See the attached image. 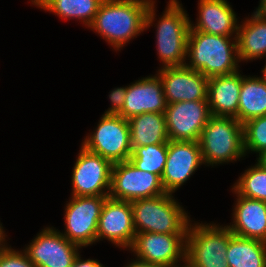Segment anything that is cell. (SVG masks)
Wrapping results in <instances>:
<instances>
[{
  "label": "cell",
  "mask_w": 266,
  "mask_h": 267,
  "mask_svg": "<svg viewBox=\"0 0 266 267\" xmlns=\"http://www.w3.org/2000/svg\"><path fill=\"white\" fill-rule=\"evenodd\" d=\"M6 231L4 230V227L2 226V223H0V250L4 249L6 246H8V242L6 240V237L8 236Z\"/></svg>",
  "instance_id": "d6a6232c"
},
{
  "label": "cell",
  "mask_w": 266,
  "mask_h": 267,
  "mask_svg": "<svg viewBox=\"0 0 266 267\" xmlns=\"http://www.w3.org/2000/svg\"><path fill=\"white\" fill-rule=\"evenodd\" d=\"M240 70L229 75L208 78L207 101L212 116L234 117L238 120Z\"/></svg>",
  "instance_id": "ffe728a7"
},
{
  "label": "cell",
  "mask_w": 266,
  "mask_h": 267,
  "mask_svg": "<svg viewBox=\"0 0 266 267\" xmlns=\"http://www.w3.org/2000/svg\"><path fill=\"white\" fill-rule=\"evenodd\" d=\"M228 0H198L196 22L190 21V31L237 37L239 21Z\"/></svg>",
  "instance_id": "ac0fdd59"
},
{
  "label": "cell",
  "mask_w": 266,
  "mask_h": 267,
  "mask_svg": "<svg viewBox=\"0 0 266 267\" xmlns=\"http://www.w3.org/2000/svg\"><path fill=\"white\" fill-rule=\"evenodd\" d=\"M198 143L205 166L235 163L246 157L243 124L234 117L211 116Z\"/></svg>",
  "instance_id": "5b68a950"
},
{
  "label": "cell",
  "mask_w": 266,
  "mask_h": 267,
  "mask_svg": "<svg viewBox=\"0 0 266 267\" xmlns=\"http://www.w3.org/2000/svg\"><path fill=\"white\" fill-rule=\"evenodd\" d=\"M159 20L156 5L150 4L145 19V30L156 26V51L161 67L183 66L187 59V41L191 18L179 0H169ZM157 21H156V20Z\"/></svg>",
  "instance_id": "7a4b0ae2"
},
{
  "label": "cell",
  "mask_w": 266,
  "mask_h": 267,
  "mask_svg": "<svg viewBox=\"0 0 266 267\" xmlns=\"http://www.w3.org/2000/svg\"><path fill=\"white\" fill-rule=\"evenodd\" d=\"M135 235L131 202L108 197L99 217L97 242L106 239L119 249L128 251Z\"/></svg>",
  "instance_id": "9a60e30c"
},
{
  "label": "cell",
  "mask_w": 266,
  "mask_h": 267,
  "mask_svg": "<svg viewBox=\"0 0 266 267\" xmlns=\"http://www.w3.org/2000/svg\"><path fill=\"white\" fill-rule=\"evenodd\" d=\"M83 140L81 146L112 164L127 161L132 154L129 122L119 115L102 114Z\"/></svg>",
  "instance_id": "52a82bcc"
},
{
  "label": "cell",
  "mask_w": 266,
  "mask_h": 267,
  "mask_svg": "<svg viewBox=\"0 0 266 267\" xmlns=\"http://www.w3.org/2000/svg\"><path fill=\"white\" fill-rule=\"evenodd\" d=\"M239 63L237 37L189 31L187 67L211 78L239 71Z\"/></svg>",
  "instance_id": "3957f363"
},
{
  "label": "cell",
  "mask_w": 266,
  "mask_h": 267,
  "mask_svg": "<svg viewBox=\"0 0 266 267\" xmlns=\"http://www.w3.org/2000/svg\"><path fill=\"white\" fill-rule=\"evenodd\" d=\"M164 114L171 141H198L212 116L207 100L167 104Z\"/></svg>",
  "instance_id": "4fadbf2b"
},
{
  "label": "cell",
  "mask_w": 266,
  "mask_h": 267,
  "mask_svg": "<svg viewBox=\"0 0 266 267\" xmlns=\"http://www.w3.org/2000/svg\"><path fill=\"white\" fill-rule=\"evenodd\" d=\"M204 165L198 141L168 142L167 161L161 176L166 193L174 194Z\"/></svg>",
  "instance_id": "5bb4252c"
},
{
  "label": "cell",
  "mask_w": 266,
  "mask_h": 267,
  "mask_svg": "<svg viewBox=\"0 0 266 267\" xmlns=\"http://www.w3.org/2000/svg\"><path fill=\"white\" fill-rule=\"evenodd\" d=\"M30 4L63 20L77 19L86 28L93 22L103 0H30Z\"/></svg>",
  "instance_id": "603a6c76"
},
{
  "label": "cell",
  "mask_w": 266,
  "mask_h": 267,
  "mask_svg": "<svg viewBox=\"0 0 266 267\" xmlns=\"http://www.w3.org/2000/svg\"><path fill=\"white\" fill-rule=\"evenodd\" d=\"M226 261L229 267H266V242L232 234Z\"/></svg>",
  "instance_id": "d4e9b609"
},
{
  "label": "cell",
  "mask_w": 266,
  "mask_h": 267,
  "mask_svg": "<svg viewBox=\"0 0 266 267\" xmlns=\"http://www.w3.org/2000/svg\"><path fill=\"white\" fill-rule=\"evenodd\" d=\"M266 115V81L260 76H244L239 93L238 121L245 122Z\"/></svg>",
  "instance_id": "cb8c5ba5"
},
{
  "label": "cell",
  "mask_w": 266,
  "mask_h": 267,
  "mask_svg": "<svg viewBox=\"0 0 266 267\" xmlns=\"http://www.w3.org/2000/svg\"><path fill=\"white\" fill-rule=\"evenodd\" d=\"M70 267H105L99 260L97 259H82L80 252L74 259L73 264Z\"/></svg>",
  "instance_id": "4dcf8cb0"
},
{
  "label": "cell",
  "mask_w": 266,
  "mask_h": 267,
  "mask_svg": "<svg viewBox=\"0 0 266 267\" xmlns=\"http://www.w3.org/2000/svg\"><path fill=\"white\" fill-rule=\"evenodd\" d=\"M261 74H262V76H261V78L264 80V81H266V63H265V66L262 68V70H261Z\"/></svg>",
  "instance_id": "d590c367"
},
{
  "label": "cell",
  "mask_w": 266,
  "mask_h": 267,
  "mask_svg": "<svg viewBox=\"0 0 266 267\" xmlns=\"http://www.w3.org/2000/svg\"><path fill=\"white\" fill-rule=\"evenodd\" d=\"M165 193L158 175L136 168L129 160L113 164L110 198L131 202Z\"/></svg>",
  "instance_id": "30bf717a"
},
{
  "label": "cell",
  "mask_w": 266,
  "mask_h": 267,
  "mask_svg": "<svg viewBox=\"0 0 266 267\" xmlns=\"http://www.w3.org/2000/svg\"><path fill=\"white\" fill-rule=\"evenodd\" d=\"M244 152L257 156L266 151V115L251 119L243 124Z\"/></svg>",
  "instance_id": "83f0119b"
},
{
  "label": "cell",
  "mask_w": 266,
  "mask_h": 267,
  "mask_svg": "<svg viewBox=\"0 0 266 267\" xmlns=\"http://www.w3.org/2000/svg\"><path fill=\"white\" fill-rule=\"evenodd\" d=\"M124 267H161L159 265H155V264H151V263H147V262H144V261H141L137 258H133V260L130 262L127 263L126 266Z\"/></svg>",
  "instance_id": "1f68e13d"
},
{
  "label": "cell",
  "mask_w": 266,
  "mask_h": 267,
  "mask_svg": "<svg viewBox=\"0 0 266 267\" xmlns=\"http://www.w3.org/2000/svg\"><path fill=\"white\" fill-rule=\"evenodd\" d=\"M256 159L257 163L266 170V151L259 155Z\"/></svg>",
  "instance_id": "836d02e7"
},
{
  "label": "cell",
  "mask_w": 266,
  "mask_h": 267,
  "mask_svg": "<svg viewBox=\"0 0 266 267\" xmlns=\"http://www.w3.org/2000/svg\"><path fill=\"white\" fill-rule=\"evenodd\" d=\"M166 106L159 75H149L127 86L124 106L119 116L129 120L143 113H164Z\"/></svg>",
  "instance_id": "e0dca14e"
},
{
  "label": "cell",
  "mask_w": 266,
  "mask_h": 267,
  "mask_svg": "<svg viewBox=\"0 0 266 267\" xmlns=\"http://www.w3.org/2000/svg\"><path fill=\"white\" fill-rule=\"evenodd\" d=\"M231 191L236 196L233 222L226 226L236 236L266 242V202L241 196L233 188Z\"/></svg>",
  "instance_id": "d6986e66"
},
{
  "label": "cell",
  "mask_w": 266,
  "mask_h": 267,
  "mask_svg": "<svg viewBox=\"0 0 266 267\" xmlns=\"http://www.w3.org/2000/svg\"><path fill=\"white\" fill-rule=\"evenodd\" d=\"M136 233L187 234L191 217L172 193L131 201Z\"/></svg>",
  "instance_id": "277c9868"
},
{
  "label": "cell",
  "mask_w": 266,
  "mask_h": 267,
  "mask_svg": "<svg viewBox=\"0 0 266 267\" xmlns=\"http://www.w3.org/2000/svg\"><path fill=\"white\" fill-rule=\"evenodd\" d=\"M237 48L240 63L266 57V10L258 6L251 17L240 22Z\"/></svg>",
  "instance_id": "44dd1931"
},
{
  "label": "cell",
  "mask_w": 266,
  "mask_h": 267,
  "mask_svg": "<svg viewBox=\"0 0 266 267\" xmlns=\"http://www.w3.org/2000/svg\"><path fill=\"white\" fill-rule=\"evenodd\" d=\"M108 197L71 196L64 206L65 229L60 233L81 248L95 244L99 217Z\"/></svg>",
  "instance_id": "ba28073f"
},
{
  "label": "cell",
  "mask_w": 266,
  "mask_h": 267,
  "mask_svg": "<svg viewBox=\"0 0 266 267\" xmlns=\"http://www.w3.org/2000/svg\"><path fill=\"white\" fill-rule=\"evenodd\" d=\"M168 143L137 146L129 161L138 169L158 175L163 174L167 161Z\"/></svg>",
  "instance_id": "484cf974"
},
{
  "label": "cell",
  "mask_w": 266,
  "mask_h": 267,
  "mask_svg": "<svg viewBox=\"0 0 266 267\" xmlns=\"http://www.w3.org/2000/svg\"><path fill=\"white\" fill-rule=\"evenodd\" d=\"M144 1H147L150 4H154V3L156 4V2L154 0H144Z\"/></svg>",
  "instance_id": "74e56055"
},
{
  "label": "cell",
  "mask_w": 266,
  "mask_h": 267,
  "mask_svg": "<svg viewBox=\"0 0 266 267\" xmlns=\"http://www.w3.org/2000/svg\"><path fill=\"white\" fill-rule=\"evenodd\" d=\"M162 82L167 104L207 100L208 78L186 65L164 67L156 72Z\"/></svg>",
  "instance_id": "2e32d148"
},
{
  "label": "cell",
  "mask_w": 266,
  "mask_h": 267,
  "mask_svg": "<svg viewBox=\"0 0 266 267\" xmlns=\"http://www.w3.org/2000/svg\"><path fill=\"white\" fill-rule=\"evenodd\" d=\"M113 164L80 147L73 166L71 196H109Z\"/></svg>",
  "instance_id": "8fae6325"
},
{
  "label": "cell",
  "mask_w": 266,
  "mask_h": 267,
  "mask_svg": "<svg viewBox=\"0 0 266 267\" xmlns=\"http://www.w3.org/2000/svg\"><path fill=\"white\" fill-rule=\"evenodd\" d=\"M259 7L263 10H266V0H259Z\"/></svg>",
  "instance_id": "e575fe53"
},
{
  "label": "cell",
  "mask_w": 266,
  "mask_h": 267,
  "mask_svg": "<svg viewBox=\"0 0 266 267\" xmlns=\"http://www.w3.org/2000/svg\"><path fill=\"white\" fill-rule=\"evenodd\" d=\"M239 195L266 202V170L257 162L231 186Z\"/></svg>",
  "instance_id": "4316f807"
},
{
  "label": "cell",
  "mask_w": 266,
  "mask_h": 267,
  "mask_svg": "<svg viewBox=\"0 0 266 267\" xmlns=\"http://www.w3.org/2000/svg\"><path fill=\"white\" fill-rule=\"evenodd\" d=\"M149 5L144 0H103L88 28L98 33L115 51H120L144 32Z\"/></svg>",
  "instance_id": "6da1fadb"
},
{
  "label": "cell",
  "mask_w": 266,
  "mask_h": 267,
  "mask_svg": "<svg viewBox=\"0 0 266 267\" xmlns=\"http://www.w3.org/2000/svg\"><path fill=\"white\" fill-rule=\"evenodd\" d=\"M232 234L226 225L191 220L186 235V263L191 267H229L226 253Z\"/></svg>",
  "instance_id": "8992f818"
},
{
  "label": "cell",
  "mask_w": 266,
  "mask_h": 267,
  "mask_svg": "<svg viewBox=\"0 0 266 267\" xmlns=\"http://www.w3.org/2000/svg\"><path fill=\"white\" fill-rule=\"evenodd\" d=\"M127 86L117 87L109 92L110 107L105 110L104 114L119 115L125 102Z\"/></svg>",
  "instance_id": "f546056e"
},
{
  "label": "cell",
  "mask_w": 266,
  "mask_h": 267,
  "mask_svg": "<svg viewBox=\"0 0 266 267\" xmlns=\"http://www.w3.org/2000/svg\"><path fill=\"white\" fill-rule=\"evenodd\" d=\"M186 235L136 233L128 250L141 261L161 267H177L186 262Z\"/></svg>",
  "instance_id": "9c48e42d"
},
{
  "label": "cell",
  "mask_w": 266,
  "mask_h": 267,
  "mask_svg": "<svg viewBox=\"0 0 266 267\" xmlns=\"http://www.w3.org/2000/svg\"><path fill=\"white\" fill-rule=\"evenodd\" d=\"M25 248V249H24ZM23 250L36 267H70L81 247L54 227H45Z\"/></svg>",
  "instance_id": "7c38bea8"
},
{
  "label": "cell",
  "mask_w": 266,
  "mask_h": 267,
  "mask_svg": "<svg viewBox=\"0 0 266 267\" xmlns=\"http://www.w3.org/2000/svg\"><path fill=\"white\" fill-rule=\"evenodd\" d=\"M0 267H36L24 250H16L11 245L0 250Z\"/></svg>",
  "instance_id": "f1b7e54d"
},
{
  "label": "cell",
  "mask_w": 266,
  "mask_h": 267,
  "mask_svg": "<svg viewBox=\"0 0 266 267\" xmlns=\"http://www.w3.org/2000/svg\"><path fill=\"white\" fill-rule=\"evenodd\" d=\"M132 151L137 146L168 143L164 113H143L128 120Z\"/></svg>",
  "instance_id": "7402d4cb"
},
{
  "label": "cell",
  "mask_w": 266,
  "mask_h": 267,
  "mask_svg": "<svg viewBox=\"0 0 266 267\" xmlns=\"http://www.w3.org/2000/svg\"><path fill=\"white\" fill-rule=\"evenodd\" d=\"M177 267H191L188 263H183V264H181L180 266H177Z\"/></svg>",
  "instance_id": "8d00e7d4"
}]
</instances>
